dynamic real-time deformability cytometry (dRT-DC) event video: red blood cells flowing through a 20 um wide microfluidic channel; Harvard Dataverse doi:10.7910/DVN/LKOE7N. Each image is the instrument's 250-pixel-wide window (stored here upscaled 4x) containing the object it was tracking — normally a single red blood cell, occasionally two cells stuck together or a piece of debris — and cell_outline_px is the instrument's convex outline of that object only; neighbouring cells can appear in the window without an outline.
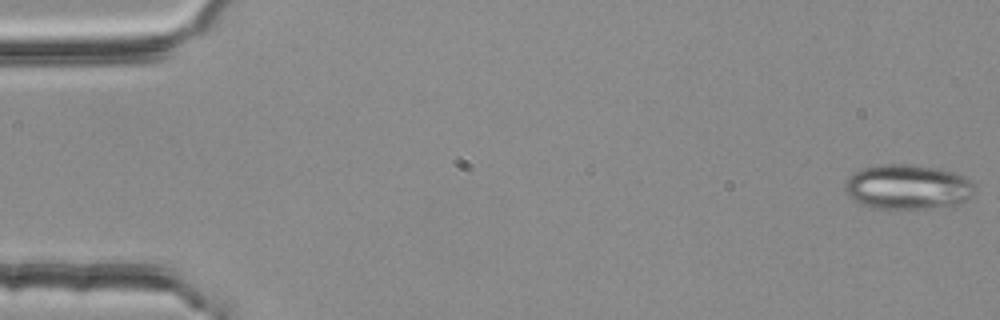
{"species": "common noctule bat (a hibernating species)", "species_latin": "Nyctalus noctula", "temperature_condition": "room temperature", "stored_images_in_passage": 54, "camera_frame_rate_fps": 3000, "um_per_image_px": 0.085, "animal": {"sex": "female", "body_mass_g": 25.1}, "frame": {"image": 1, "passage_image": 1, "time_ms": 0.0, "image_size_px": [1000, 320], "cell_outline_px": [[976, 188], [972, 196], [956, 204], [924, 208], [872, 208], [860, 204], [852, 200], [848, 196], [844, 188], [844, 184], [848, 176], [864, 168], [880, 164], [908, 164], [936, 168], [952, 172], [964, 176], [972, 180], [976, 184]], "centroid_in_image_um": [77.13, 15.88], "position_along_channel_um": 7.9, "area_um2": 33.93}}
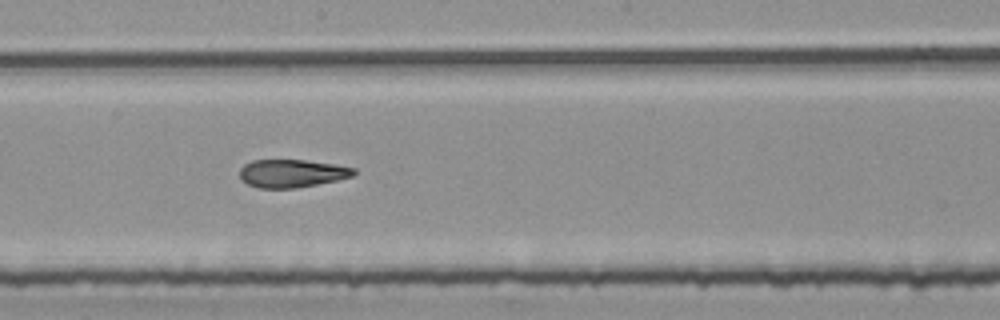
{"frame": {"image": 2, "passage_image": 30, "time_ms": 9.667, "image_size_px": [1000, 320], "cell_outline_px": [[356, 172], [352, 176], [336, 180], [296, 188], [260, 188], [248, 184], [240, 180], [240, 168], [244, 164], [252, 160], [304, 160], [336, 164], [356, 168]], "centroid_in_image_um": [24.79, 14.73], "position_along_channel_um": 223.4, "area_um2": 18.61}}
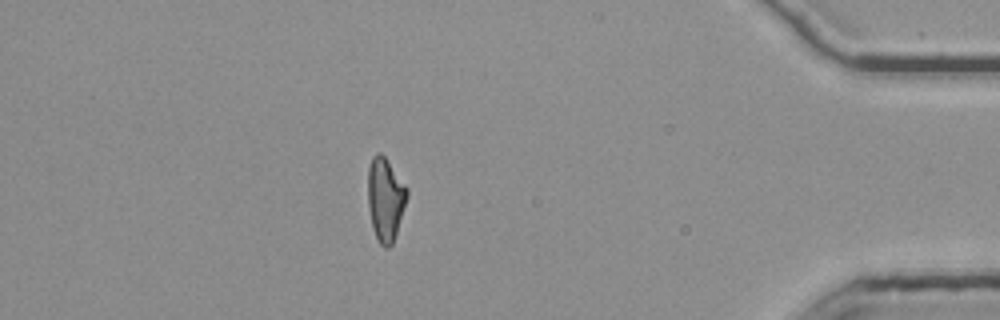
{"frame": {"image": 3, "passage_image": 48, "time_ms": 15.667, "image_size_px": [1000, 320], "cell_outline_px": [[408, 196], [392, 244], [388, 248], [384, 248], [380, 244], [372, 228], [368, 208], [368, 168], [372, 156], [376, 152], [380, 152], [384, 156], [408, 188]], "centroid_in_image_um": [32.74, 16.92], "position_along_channel_um": 402.5, "area_um2": 18.96}, "authors_computed_cell_mechanics": {"area_um2": 19.8832, "velocity_mm_per_s": 3.7677, "shape_relaxation_time_tau1_ms": null, "shape_relaxation_time_tau2_ms": 1.9988, "deformation_change_tau1": null, "deformation_change_tau2": 0.1049}}